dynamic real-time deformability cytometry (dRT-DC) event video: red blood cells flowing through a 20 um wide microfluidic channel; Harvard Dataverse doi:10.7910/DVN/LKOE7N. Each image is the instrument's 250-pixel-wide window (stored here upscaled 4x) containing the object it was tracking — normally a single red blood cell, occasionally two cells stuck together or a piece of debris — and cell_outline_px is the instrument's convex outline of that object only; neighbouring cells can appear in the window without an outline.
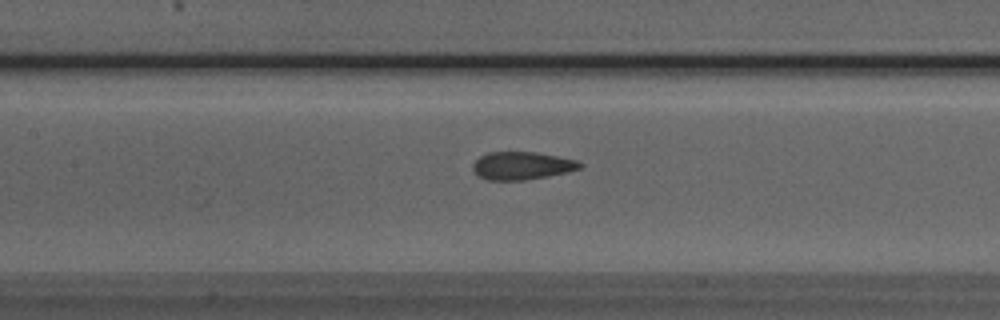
{"species": "Egyptian fruit bat (a non-hibernating species)", "species_latin": "Rousettus aegyptiacus", "temperature_condition": "room temperature", "stored_images_in_passage": 44, "camera_frame_rate_fps": 3000, "um_per_image_px": 0.085, "animal": {"sex": "male"}, "frame": {"image": 1, "passage_image": 22, "time_ms": 7.0, "image_size_px": [1000, 320], "cell_outline_px": [[584, 164], [580, 168], [568, 172], [548, 176], [524, 180], [488, 180], [476, 176], [472, 168], [472, 164], [480, 156], [488, 152], [536, 152], [576, 160]], "centroid_in_image_um": [44.33, 14.09], "position_along_channel_um": 163.1, "area_um2": 17.46}}
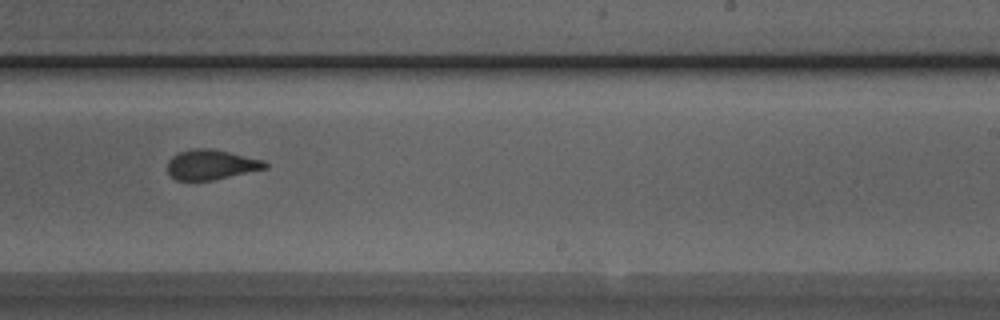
{"frame": {"image": 2, "passage_image": 30, "time_ms": 9.667, "image_size_px": [1000, 320], "cell_outline_px": [[268, 168], [212, 180], [176, 180], [168, 172], [168, 160], [176, 152], [192, 148], [212, 148], [264, 160], [268, 164]], "centroid_in_image_um": [17.94, 13.98], "position_along_channel_um": 271.1, "area_um2": 17.11}}
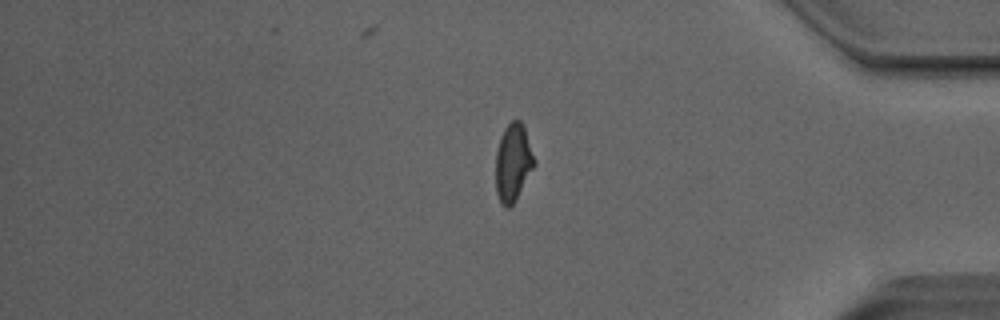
{"frame": {"image": 3, "passage_image": 41, "time_ms": 13.333, "image_size_px": [1000, 320], "cell_outline_px": [[536, 164], [512, 204], [508, 208], [504, 208], [500, 204], [496, 192], [496, 152], [500, 136], [504, 128], [512, 120], [520, 120], [524, 124], [536, 160]], "centroid_in_image_um": [43.61, 13.78], "position_along_channel_um": 391.6, "area_um2": 17.63}, "authors_computed_cell_mechanics": {"area_um2": 18.0047, "velocity_mm_per_s": 4.0659, "shape_relaxation_time_tau1_ms": null, "shape_relaxation_time_tau2_ms": 1.2119, "deformation_change_tau1": null, "deformation_change_tau2": 0.0638}}